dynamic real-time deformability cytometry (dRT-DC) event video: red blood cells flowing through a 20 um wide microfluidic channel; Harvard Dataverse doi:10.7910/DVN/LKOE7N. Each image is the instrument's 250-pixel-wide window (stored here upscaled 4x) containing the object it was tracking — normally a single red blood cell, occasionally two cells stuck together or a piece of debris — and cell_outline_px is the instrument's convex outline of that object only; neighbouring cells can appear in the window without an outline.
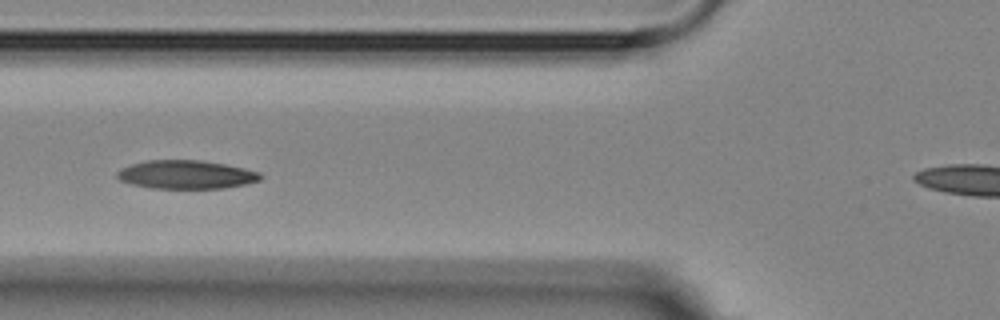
{"species": "Egyptian fruit bat (a non-hibernating species)", "species_latin": "Rousettus aegyptiacus", "temperature_condition": "room temperature", "stored_images_in_passage": 9, "camera_frame_rate_fps": 3000, "um_per_image_px": 0.085, "animal": {"sex": "female"}, "frame": {"image": 1, "passage_image": 7, "time_ms": 6.667, "image_size_px": [1000, 320], "cell_outline_px": [[264, 176], [260, 180], [244, 184], [224, 188], [152, 188], [132, 184], [120, 180], [116, 176], [116, 172], [120, 168], [144, 160], [200, 160], [224, 164], [244, 168], [260, 172]], "centroid_in_image_um": [15.81, 14.83], "position_along_channel_um": 110.0, "area_um2": 23.81}}
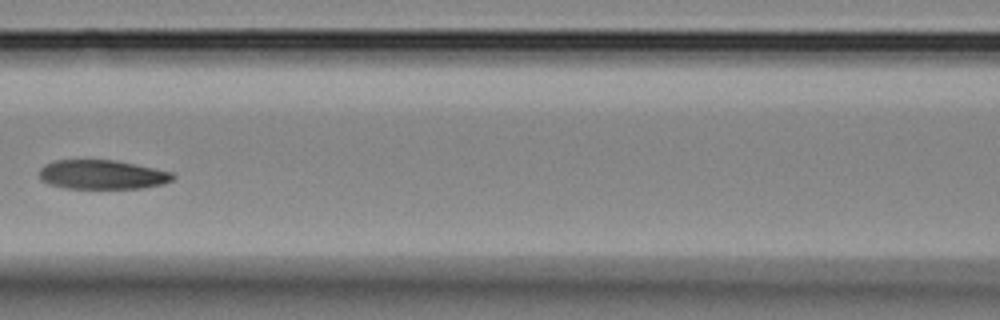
{"frame": {"image": 2, "passage_image": 8, "time_ms": 8.0, "image_size_px": [1000, 320], "cell_outline_px": [[176, 176], [172, 180], [164, 184], [140, 188], [64, 188], [48, 184], [40, 180], [40, 168], [44, 164], [56, 160], [116, 160], [172, 172]], "centroid_in_image_um": [8.67, 14.84], "position_along_channel_um": 157.9, "area_um2": 22.77}}
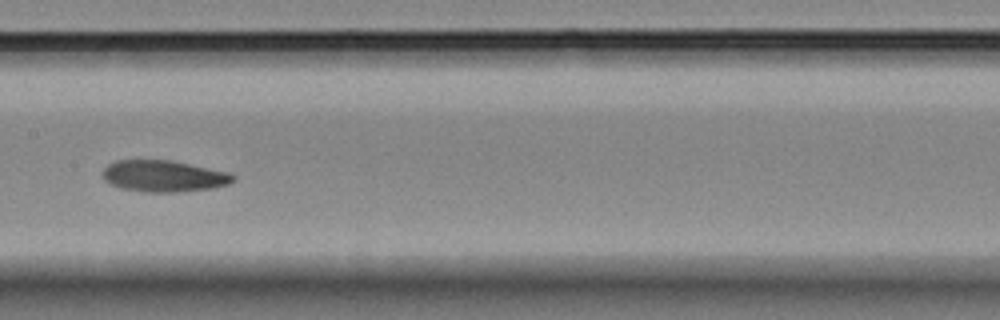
{"frame": {"image": 3, "passage_image": 9, "time_ms": 9.0, "image_size_px": [1000, 320], "cell_outline_px": [[236, 180], [228, 184], [212, 188], [180, 192], [148, 192], [124, 188], [112, 184], [104, 180], [104, 168], [108, 164], [116, 160], [172, 160], [228, 172], [236, 176]], "centroid_in_image_um": [13.96, 14.96], "position_along_channel_um": 193.4, "area_um2": 23.81}}